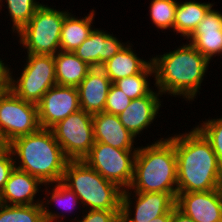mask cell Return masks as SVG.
<instances>
[{"instance_id":"obj_1","label":"cell","mask_w":222,"mask_h":222,"mask_svg":"<svg viewBox=\"0 0 222 222\" xmlns=\"http://www.w3.org/2000/svg\"><path fill=\"white\" fill-rule=\"evenodd\" d=\"M177 158V193L209 191L222 187V166L204 135L193 126L167 137Z\"/></svg>"},{"instance_id":"obj_2","label":"cell","mask_w":222,"mask_h":222,"mask_svg":"<svg viewBox=\"0 0 222 222\" xmlns=\"http://www.w3.org/2000/svg\"><path fill=\"white\" fill-rule=\"evenodd\" d=\"M154 87L163 95L183 97L194 101L200 93L210 61L190 43L181 44L173 51L152 56Z\"/></svg>"},{"instance_id":"obj_3","label":"cell","mask_w":222,"mask_h":222,"mask_svg":"<svg viewBox=\"0 0 222 222\" xmlns=\"http://www.w3.org/2000/svg\"><path fill=\"white\" fill-rule=\"evenodd\" d=\"M8 148L15 168L28 172L43 184L62 181L69 159L51 129L40 128L35 133L17 137Z\"/></svg>"},{"instance_id":"obj_4","label":"cell","mask_w":222,"mask_h":222,"mask_svg":"<svg viewBox=\"0 0 222 222\" xmlns=\"http://www.w3.org/2000/svg\"><path fill=\"white\" fill-rule=\"evenodd\" d=\"M132 192L177 193V158L174 144L160 138L137 149Z\"/></svg>"},{"instance_id":"obj_5","label":"cell","mask_w":222,"mask_h":222,"mask_svg":"<svg viewBox=\"0 0 222 222\" xmlns=\"http://www.w3.org/2000/svg\"><path fill=\"white\" fill-rule=\"evenodd\" d=\"M62 182L81 202L86 210L121 211L123 189L105 179L83 160H69Z\"/></svg>"},{"instance_id":"obj_6","label":"cell","mask_w":222,"mask_h":222,"mask_svg":"<svg viewBox=\"0 0 222 222\" xmlns=\"http://www.w3.org/2000/svg\"><path fill=\"white\" fill-rule=\"evenodd\" d=\"M68 13L42 4L30 22L16 33L27 54L55 55L60 51L61 30Z\"/></svg>"},{"instance_id":"obj_7","label":"cell","mask_w":222,"mask_h":222,"mask_svg":"<svg viewBox=\"0 0 222 222\" xmlns=\"http://www.w3.org/2000/svg\"><path fill=\"white\" fill-rule=\"evenodd\" d=\"M26 63L18 78L13 77L11 67H7V85L17 97L38 104L42 96L56 82V68L53 55L27 54Z\"/></svg>"},{"instance_id":"obj_8","label":"cell","mask_w":222,"mask_h":222,"mask_svg":"<svg viewBox=\"0 0 222 222\" xmlns=\"http://www.w3.org/2000/svg\"><path fill=\"white\" fill-rule=\"evenodd\" d=\"M38 107L4 87L0 92V135L8 144L40 129Z\"/></svg>"},{"instance_id":"obj_9","label":"cell","mask_w":222,"mask_h":222,"mask_svg":"<svg viewBox=\"0 0 222 222\" xmlns=\"http://www.w3.org/2000/svg\"><path fill=\"white\" fill-rule=\"evenodd\" d=\"M51 130L69 160H83L94 146L93 115L81 109Z\"/></svg>"},{"instance_id":"obj_10","label":"cell","mask_w":222,"mask_h":222,"mask_svg":"<svg viewBox=\"0 0 222 222\" xmlns=\"http://www.w3.org/2000/svg\"><path fill=\"white\" fill-rule=\"evenodd\" d=\"M136 152L137 150H122L95 142L83 161L124 190L129 188L133 179Z\"/></svg>"},{"instance_id":"obj_11","label":"cell","mask_w":222,"mask_h":222,"mask_svg":"<svg viewBox=\"0 0 222 222\" xmlns=\"http://www.w3.org/2000/svg\"><path fill=\"white\" fill-rule=\"evenodd\" d=\"M133 193L128 188L122 192L120 222H149L176 207L177 193Z\"/></svg>"},{"instance_id":"obj_12","label":"cell","mask_w":222,"mask_h":222,"mask_svg":"<svg viewBox=\"0 0 222 222\" xmlns=\"http://www.w3.org/2000/svg\"><path fill=\"white\" fill-rule=\"evenodd\" d=\"M37 107L40 127L51 129L68 115L81 109L78 89L56 84L42 96Z\"/></svg>"},{"instance_id":"obj_13","label":"cell","mask_w":222,"mask_h":222,"mask_svg":"<svg viewBox=\"0 0 222 222\" xmlns=\"http://www.w3.org/2000/svg\"><path fill=\"white\" fill-rule=\"evenodd\" d=\"M176 207L194 222H220L222 187L209 191L177 193Z\"/></svg>"},{"instance_id":"obj_14","label":"cell","mask_w":222,"mask_h":222,"mask_svg":"<svg viewBox=\"0 0 222 222\" xmlns=\"http://www.w3.org/2000/svg\"><path fill=\"white\" fill-rule=\"evenodd\" d=\"M126 44L127 42H121L113 33L94 27L89 37L73 53L90 67L98 68Z\"/></svg>"},{"instance_id":"obj_15","label":"cell","mask_w":222,"mask_h":222,"mask_svg":"<svg viewBox=\"0 0 222 222\" xmlns=\"http://www.w3.org/2000/svg\"><path fill=\"white\" fill-rule=\"evenodd\" d=\"M156 89L149 95L131 100L130 105L120 113L119 119L124 127L135 137L143 133L144 129L149 126L157 118L162 101V94Z\"/></svg>"},{"instance_id":"obj_16","label":"cell","mask_w":222,"mask_h":222,"mask_svg":"<svg viewBox=\"0 0 222 222\" xmlns=\"http://www.w3.org/2000/svg\"><path fill=\"white\" fill-rule=\"evenodd\" d=\"M210 62L222 55V13L211 7L187 42Z\"/></svg>"},{"instance_id":"obj_17","label":"cell","mask_w":222,"mask_h":222,"mask_svg":"<svg viewBox=\"0 0 222 222\" xmlns=\"http://www.w3.org/2000/svg\"><path fill=\"white\" fill-rule=\"evenodd\" d=\"M44 184L28 172L14 168L4 189L0 192V203L7 205L41 204L42 199L35 200Z\"/></svg>"},{"instance_id":"obj_18","label":"cell","mask_w":222,"mask_h":222,"mask_svg":"<svg viewBox=\"0 0 222 222\" xmlns=\"http://www.w3.org/2000/svg\"><path fill=\"white\" fill-rule=\"evenodd\" d=\"M94 141L122 150H137L135 136L120 122L119 116L100 112L93 114ZM135 147V148H134Z\"/></svg>"},{"instance_id":"obj_19","label":"cell","mask_w":222,"mask_h":222,"mask_svg":"<svg viewBox=\"0 0 222 222\" xmlns=\"http://www.w3.org/2000/svg\"><path fill=\"white\" fill-rule=\"evenodd\" d=\"M111 84V80L100 67L92 68L77 86L81 110L92 115L104 112Z\"/></svg>"},{"instance_id":"obj_20","label":"cell","mask_w":222,"mask_h":222,"mask_svg":"<svg viewBox=\"0 0 222 222\" xmlns=\"http://www.w3.org/2000/svg\"><path fill=\"white\" fill-rule=\"evenodd\" d=\"M132 46L133 44L128 42L122 50L100 67L112 83L139 74L151 62V59L147 61L137 56Z\"/></svg>"},{"instance_id":"obj_21","label":"cell","mask_w":222,"mask_h":222,"mask_svg":"<svg viewBox=\"0 0 222 222\" xmlns=\"http://www.w3.org/2000/svg\"><path fill=\"white\" fill-rule=\"evenodd\" d=\"M47 185L49 186L47 187ZM44 186L46 188H44L43 191L46 192L45 195L47 199L43 197L44 201L42 200L41 205L43 208V216H44L45 222H61V221L64 222L65 220L64 217L66 215L63 214L64 212H61L62 214L61 215L59 212L58 213L56 211L53 212V210L49 209V205L50 204L52 205V202L56 203L60 207V210L62 211L65 210V213L67 211L68 213H72L73 209L76 208L78 203L81 205V202L78 196L69 187H67L62 181L52 183V184H44ZM49 187H52V188H49ZM59 219H61V221Z\"/></svg>"},{"instance_id":"obj_22","label":"cell","mask_w":222,"mask_h":222,"mask_svg":"<svg viewBox=\"0 0 222 222\" xmlns=\"http://www.w3.org/2000/svg\"><path fill=\"white\" fill-rule=\"evenodd\" d=\"M95 10H91L87 16L78 17L68 13L63 22L60 36V51L74 52L93 31Z\"/></svg>"},{"instance_id":"obj_23","label":"cell","mask_w":222,"mask_h":222,"mask_svg":"<svg viewBox=\"0 0 222 222\" xmlns=\"http://www.w3.org/2000/svg\"><path fill=\"white\" fill-rule=\"evenodd\" d=\"M53 57L57 85L77 87L92 69L73 52L58 51Z\"/></svg>"},{"instance_id":"obj_24","label":"cell","mask_w":222,"mask_h":222,"mask_svg":"<svg viewBox=\"0 0 222 222\" xmlns=\"http://www.w3.org/2000/svg\"><path fill=\"white\" fill-rule=\"evenodd\" d=\"M212 6H214V3H201L195 0L180 3L178 1L173 32H176L177 35L180 34L181 37L187 40Z\"/></svg>"},{"instance_id":"obj_25","label":"cell","mask_w":222,"mask_h":222,"mask_svg":"<svg viewBox=\"0 0 222 222\" xmlns=\"http://www.w3.org/2000/svg\"><path fill=\"white\" fill-rule=\"evenodd\" d=\"M149 76H154V68L151 62L139 74L119 79L113 84L133 100L147 96L154 90L150 87Z\"/></svg>"},{"instance_id":"obj_26","label":"cell","mask_w":222,"mask_h":222,"mask_svg":"<svg viewBox=\"0 0 222 222\" xmlns=\"http://www.w3.org/2000/svg\"><path fill=\"white\" fill-rule=\"evenodd\" d=\"M7 6L3 5V0H0V7L5 6L8 9V14L12 20V32L18 33L30 19L34 13L42 5L38 0H5ZM0 8V10H1Z\"/></svg>"},{"instance_id":"obj_27","label":"cell","mask_w":222,"mask_h":222,"mask_svg":"<svg viewBox=\"0 0 222 222\" xmlns=\"http://www.w3.org/2000/svg\"><path fill=\"white\" fill-rule=\"evenodd\" d=\"M0 222H45L42 205L18 206L0 203Z\"/></svg>"},{"instance_id":"obj_28","label":"cell","mask_w":222,"mask_h":222,"mask_svg":"<svg viewBox=\"0 0 222 222\" xmlns=\"http://www.w3.org/2000/svg\"><path fill=\"white\" fill-rule=\"evenodd\" d=\"M149 15L151 22L160 30L174 29L177 0H151Z\"/></svg>"},{"instance_id":"obj_29","label":"cell","mask_w":222,"mask_h":222,"mask_svg":"<svg viewBox=\"0 0 222 222\" xmlns=\"http://www.w3.org/2000/svg\"><path fill=\"white\" fill-rule=\"evenodd\" d=\"M205 120L206 121H202L203 123H201V125H197L196 128L210 142L222 166V117L208 120L205 118Z\"/></svg>"},{"instance_id":"obj_30","label":"cell","mask_w":222,"mask_h":222,"mask_svg":"<svg viewBox=\"0 0 222 222\" xmlns=\"http://www.w3.org/2000/svg\"><path fill=\"white\" fill-rule=\"evenodd\" d=\"M130 102L131 99L112 83L105 102L104 112L119 115L130 105Z\"/></svg>"},{"instance_id":"obj_31","label":"cell","mask_w":222,"mask_h":222,"mask_svg":"<svg viewBox=\"0 0 222 222\" xmlns=\"http://www.w3.org/2000/svg\"><path fill=\"white\" fill-rule=\"evenodd\" d=\"M83 218L72 219L73 222H120L121 211L86 210Z\"/></svg>"},{"instance_id":"obj_32","label":"cell","mask_w":222,"mask_h":222,"mask_svg":"<svg viewBox=\"0 0 222 222\" xmlns=\"http://www.w3.org/2000/svg\"><path fill=\"white\" fill-rule=\"evenodd\" d=\"M14 168V157L11 150L8 148L0 156V192L4 189L5 183L9 179V176Z\"/></svg>"},{"instance_id":"obj_33","label":"cell","mask_w":222,"mask_h":222,"mask_svg":"<svg viewBox=\"0 0 222 222\" xmlns=\"http://www.w3.org/2000/svg\"><path fill=\"white\" fill-rule=\"evenodd\" d=\"M170 222H194L190 217L186 216L177 207L172 210V217Z\"/></svg>"},{"instance_id":"obj_34","label":"cell","mask_w":222,"mask_h":222,"mask_svg":"<svg viewBox=\"0 0 222 222\" xmlns=\"http://www.w3.org/2000/svg\"><path fill=\"white\" fill-rule=\"evenodd\" d=\"M172 217V212H167L159 217L154 218L149 222H170ZM148 222V221H147Z\"/></svg>"},{"instance_id":"obj_35","label":"cell","mask_w":222,"mask_h":222,"mask_svg":"<svg viewBox=\"0 0 222 222\" xmlns=\"http://www.w3.org/2000/svg\"><path fill=\"white\" fill-rule=\"evenodd\" d=\"M0 58V79H7V67L10 66L8 64H5Z\"/></svg>"},{"instance_id":"obj_36","label":"cell","mask_w":222,"mask_h":222,"mask_svg":"<svg viewBox=\"0 0 222 222\" xmlns=\"http://www.w3.org/2000/svg\"><path fill=\"white\" fill-rule=\"evenodd\" d=\"M7 85V79H0V92L3 90L4 87Z\"/></svg>"},{"instance_id":"obj_37","label":"cell","mask_w":222,"mask_h":222,"mask_svg":"<svg viewBox=\"0 0 222 222\" xmlns=\"http://www.w3.org/2000/svg\"><path fill=\"white\" fill-rule=\"evenodd\" d=\"M0 147H8V143L0 135Z\"/></svg>"},{"instance_id":"obj_38","label":"cell","mask_w":222,"mask_h":222,"mask_svg":"<svg viewBox=\"0 0 222 222\" xmlns=\"http://www.w3.org/2000/svg\"><path fill=\"white\" fill-rule=\"evenodd\" d=\"M8 149V147H0V156Z\"/></svg>"}]
</instances>
